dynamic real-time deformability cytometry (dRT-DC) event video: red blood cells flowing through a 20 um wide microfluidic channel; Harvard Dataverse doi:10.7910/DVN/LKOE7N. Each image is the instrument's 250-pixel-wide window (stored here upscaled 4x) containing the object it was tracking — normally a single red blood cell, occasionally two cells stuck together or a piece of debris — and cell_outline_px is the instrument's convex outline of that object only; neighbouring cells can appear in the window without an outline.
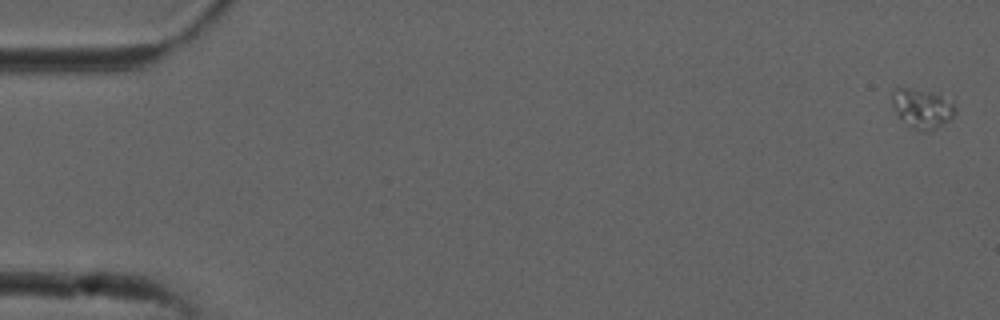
{"species": "common noctule bat (a hibernating species)", "species_latin": "Nyctalus noctula", "temperature_condition": "cold", "stored_images_in_passage": 4, "camera_frame_rate_fps": 3000, "um_per_image_px": 0.085, "animal": {"sex": "male", "forearm_length_mm": 52.5}, "frame": {"image": 1, "passage_image": 1, "time_ms": 0.0, "image_size_px": [1000, 320], "cell_outline_px": [[956, 112], [948, 120], [936, 128], [928, 132], [920, 132], [912, 128], [900, 120], [892, 104], [892, 92], [896, 88], [908, 88], [928, 92], [952, 100], [956, 104]], "centroid_in_image_um": [78.38, 9.25], "position_along_channel_um": 6.6, "area_um2": 14.51}}
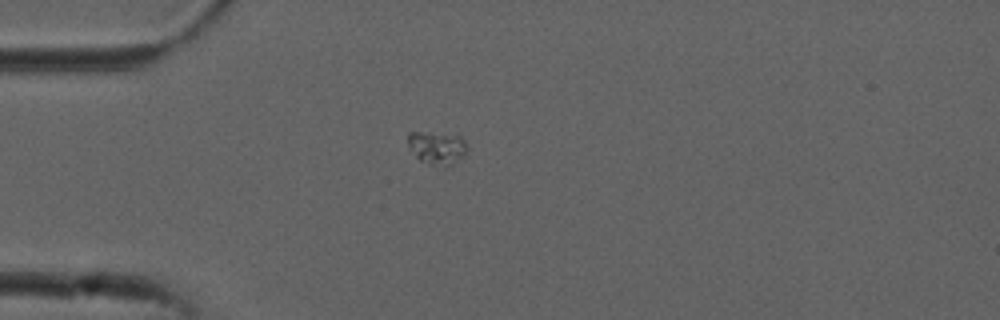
{"frame": {"image": 2, "passage_image": 4, "time_ms": 1.0, "image_size_px": [1000, 320], "cell_outline_px": [[468, 148], [452, 164], [444, 168], [428, 164], [420, 160], [408, 148], [408, 132], [420, 132], [460, 136], [464, 140]], "centroid_in_image_um": [37.1, 12.58], "position_along_channel_um": 47.9, "area_um2": 11.21}}